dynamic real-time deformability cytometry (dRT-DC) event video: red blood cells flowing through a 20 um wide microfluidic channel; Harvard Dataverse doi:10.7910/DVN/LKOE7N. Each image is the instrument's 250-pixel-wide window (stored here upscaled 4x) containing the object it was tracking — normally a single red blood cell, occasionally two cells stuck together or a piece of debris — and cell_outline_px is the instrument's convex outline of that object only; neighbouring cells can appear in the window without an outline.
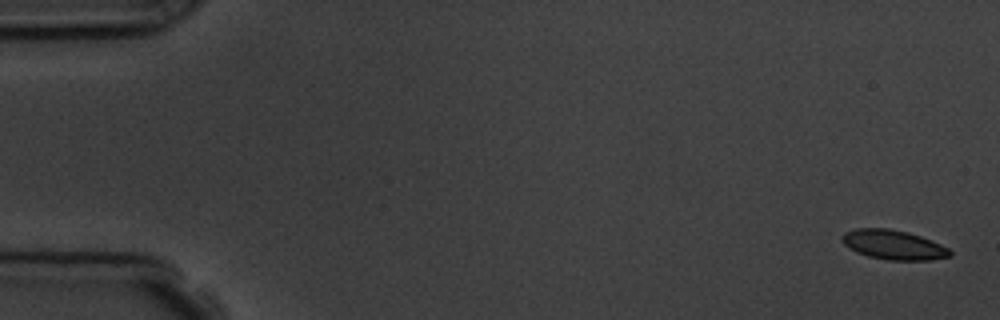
{"species": "common noctule bat (a hibernating species)", "species_latin": "Nyctalus noctula", "temperature_condition": "room temperature", "stored_images_in_passage": 5, "camera_frame_rate_fps": 3000, "um_per_image_px": 0.085, "animal": {"sex": "male", "body_mass_g": 19.5, "forearm_length_mm": 54.6}, "frame": {"image": 1, "passage_image": 1, "time_ms": 0.0, "image_size_px": [1000, 320], "cell_outline_px": [[952, 256], [928, 260], [888, 260], [868, 256], [856, 252], [848, 248], [840, 240], [840, 236], [844, 232], [856, 228], [888, 228], [908, 232], [932, 240], [948, 248], [952, 252]], "centroid_in_image_um": [75.91, 20.8], "position_along_channel_um": 9.1, "area_um2": 18.73}}
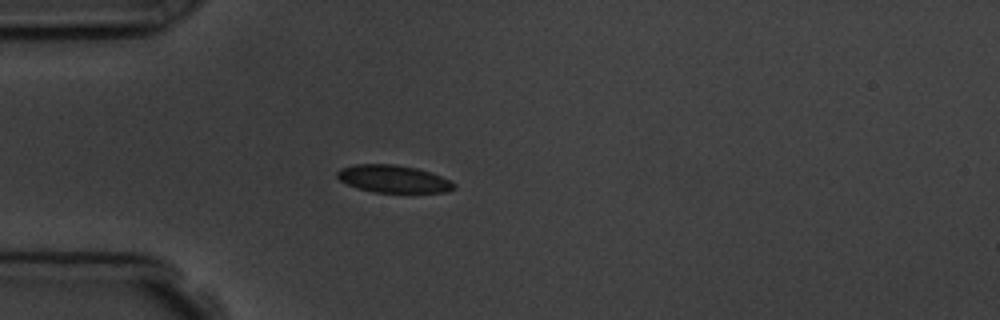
{"frame": {"image": 2, "passage_image": 5, "time_ms": 4.667, "image_size_px": [1000, 320], "cell_outline_px": [[456, 188], [448, 192], [372, 192], [356, 188], [340, 180], [336, 176], [336, 172], [340, 168], [356, 164], [396, 164], [416, 168], [440, 176], [456, 184]], "centroid_in_image_um": [33.4, 15.21], "position_along_channel_um": 51.6, "area_um2": 18.67}}